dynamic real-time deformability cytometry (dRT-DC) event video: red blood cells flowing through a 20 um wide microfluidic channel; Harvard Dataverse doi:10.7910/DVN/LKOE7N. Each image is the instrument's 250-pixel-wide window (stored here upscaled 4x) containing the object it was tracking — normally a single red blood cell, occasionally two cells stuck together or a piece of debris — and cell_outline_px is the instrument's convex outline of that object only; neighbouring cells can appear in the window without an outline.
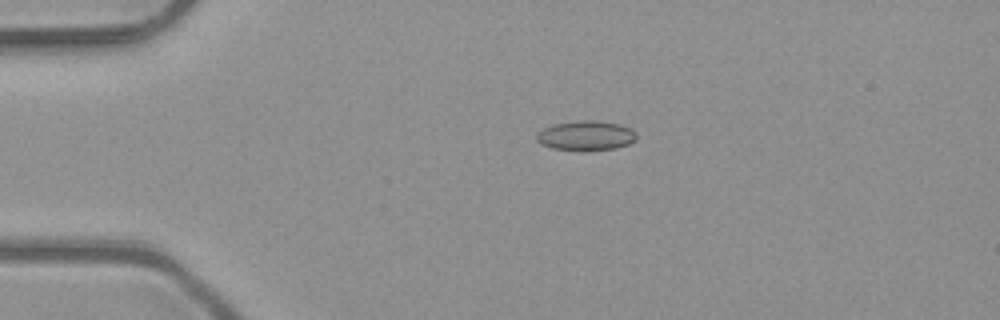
{"species": "common noctule bat (a hibernating species)", "species_latin": "Nyctalus noctula", "temperature_condition": "room temperature", "stored_images_in_passage": 3, "camera_frame_rate_fps": 3000, "um_per_image_px": 0.085, "animal": {"sex": "male", "body_mass_g": 23.1, "forearm_length_mm": 52.7}, "frame": {"image": 1, "passage_image": 2, "time_ms": 0.333, "image_size_px": [1000, 320], "cell_outline_px": [[636, 140], [628, 144], [616, 148], [552, 148], [540, 144], [536, 140], [536, 132], [552, 124], [580, 120], [596, 120], [620, 124], [632, 128], [636, 132]], "centroid_in_image_um": [49.8, 11.47], "position_along_channel_um": 35.2, "area_um2": 16.88}}